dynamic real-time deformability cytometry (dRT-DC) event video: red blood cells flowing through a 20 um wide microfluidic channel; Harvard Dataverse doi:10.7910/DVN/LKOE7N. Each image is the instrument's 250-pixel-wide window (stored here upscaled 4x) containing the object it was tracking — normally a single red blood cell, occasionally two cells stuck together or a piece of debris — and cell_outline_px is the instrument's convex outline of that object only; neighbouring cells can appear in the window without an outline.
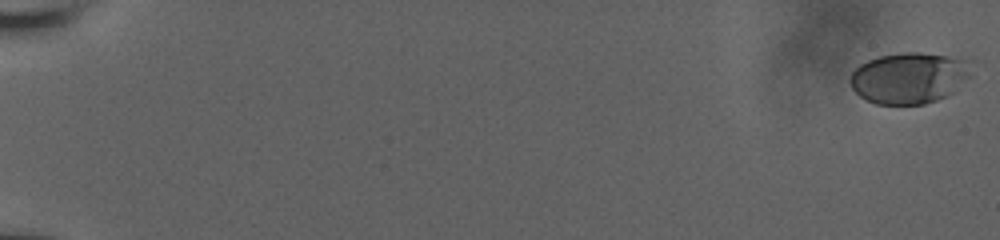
{"species": "human", "species_latin": "Homo sapiens", "temperature_condition": "room temperature", "stored_images_in_passage": 57, "camera_frame_rate_fps": 3000, "um_per_image_px": 0.085, "donor": {"sex": "male"}, "frame": {"image": 1, "passage_image": 1, "time_ms": 0.0, "image_size_px": [1000, 240], "cell_outline_px": [[976, 60], [972, 76], [956, 92], [948, 96], [924, 104], [876, 104], [860, 96], [852, 88], [848, 80], [852, 72], [860, 64], [868, 60], [880, 56], [904, 52], [916, 52], [948, 56]], "centroid_in_image_um": [77.39, 6.61], "position_along_channel_um": 7.6, "area_um2": 36.99}}
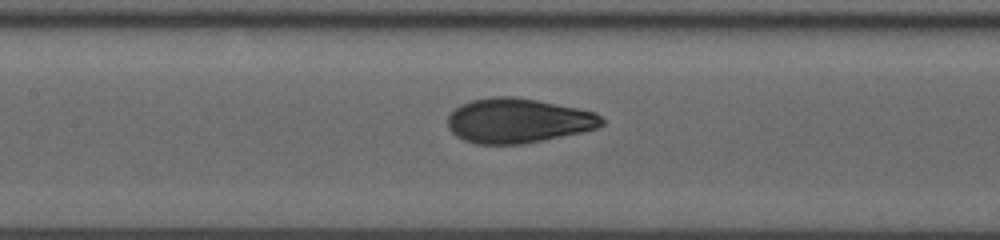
{"frame": {"image": 2, "passage_image": 31, "time_ms": 10.0, "image_size_px": [1000, 240], "cell_outline_px": [[604, 124], [596, 128], [580, 132], [544, 140], [520, 144], [476, 144], [464, 140], [456, 136], [448, 128], [448, 116], [460, 104], [472, 100], [496, 96], [516, 96], [596, 112], [604, 120]], "centroid_in_image_um": [44.01, 10.26], "position_along_channel_um": 163.4, "area_um2": 39.94}}
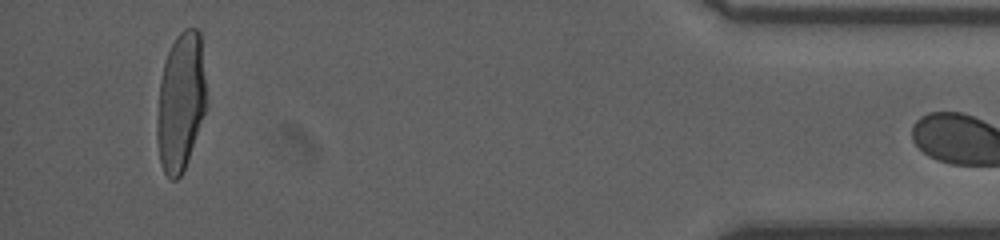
{"frame": {"image": 3, "passage_image": 56, "time_ms": 18.333, "image_size_px": [1000, 240], "cell_outline_px": [[204, 112], [188, 160], [180, 176], [176, 180], [172, 180], [164, 172], [160, 164], [156, 140], [156, 124], [160, 80], [164, 60], [176, 36], [184, 28], [196, 28], [200, 32], [204, 76]], "centroid_in_image_um": [15.31, 8.67], "position_along_channel_um": 419.9, "area_um2": 39.36}}